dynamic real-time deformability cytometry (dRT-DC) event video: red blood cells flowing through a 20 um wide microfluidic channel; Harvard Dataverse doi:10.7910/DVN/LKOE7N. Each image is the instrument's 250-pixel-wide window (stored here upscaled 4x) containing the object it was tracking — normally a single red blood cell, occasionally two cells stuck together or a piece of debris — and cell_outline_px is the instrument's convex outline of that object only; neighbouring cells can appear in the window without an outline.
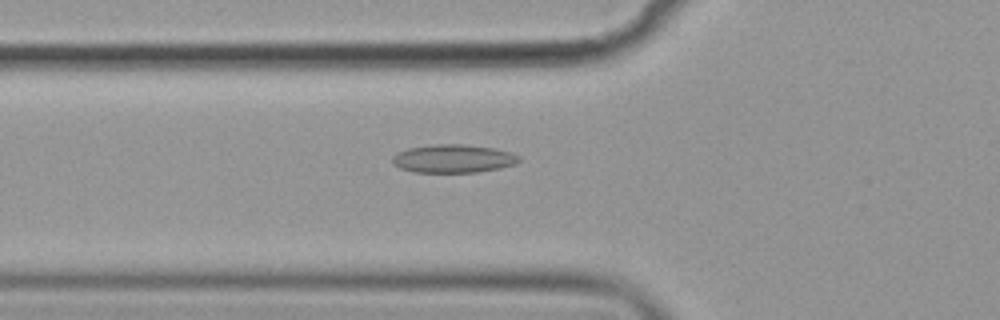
{"species": "common noctule bat (a hibernating species)", "species_latin": "Nyctalus noctula", "temperature_condition": "cold", "stored_images_in_passage": 52, "camera_frame_rate_fps": 3000, "um_per_image_px": 0.085, "animal": {"sex": "female", "body_mass_g": 19.9}, "frame": {"image": 1, "passage_image": 16, "time_ms": 5.0, "image_size_px": [1000, 320], "cell_outline_px": [[520, 160], [516, 164], [500, 168], [476, 172], [412, 172], [400, 168], [392, 164], [392, 156], [396, 152], [408, 148], [432, 144], [464, 144], [492, 148], [512, 152], [520, 156]], "centroid_in_image_um": [38.5, 13.48], "position_along_channel_um": 87.3, "area_um2": 21.04}}
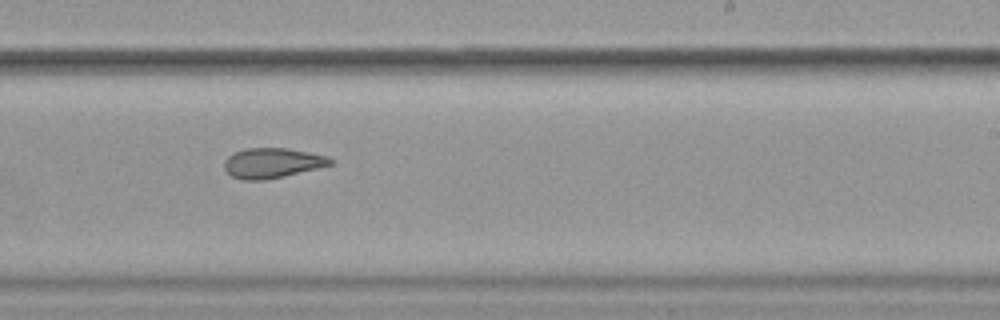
{"frame": {"image": 2, "passage_image": 31, "time_ms": 10.0, "image_size_px": [1000, 320], "cell_outline_px": [[336, 160], [332, 164], [320, 168], [284, 176], [264, 180], [244, 180], [232, 176], [224, 168], [224, 160], [232, 152], [248, 148], [288, 148], [328, 156]], "centroid_in_image_um": [23.17, 13.85], "position_along_channel_um": 265.8, "area_um2": 18.73}}
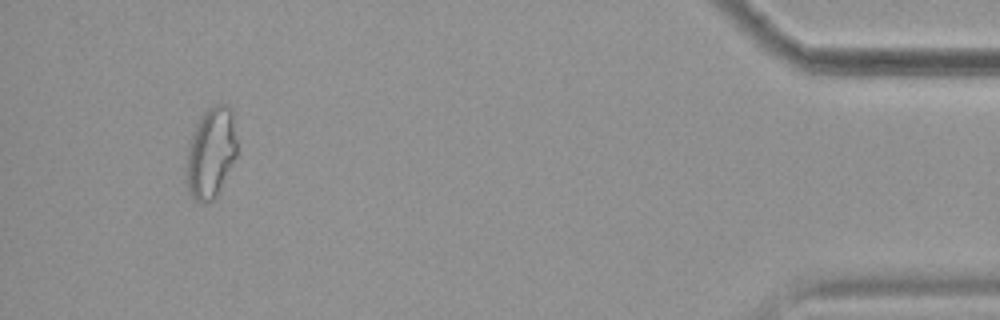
{"frame": {"image": 3, "passage_image": 49, "time_ms": 16.0, "image_size_px": [1000, 320], "cell_outline_px": [[236, 156], [216, 196], [212, 200], [204, 204], [200, 204], [192, 196], [188, 188], [184, 176], [184, 168], [188, 144], [196, 124], [200, 116], [208, 108], [216, 104], [228, 104], [232, 108], [236, 140]], "centroid_in_image_um": [17.89, 12.98], "position_along_channel_um": 417.3, "area_um2": 27.11}, "authors_computed_cell_mechanics": {"area_um2": 20.4612, "velocity_mm_per_s": 3.5694, "shape_relaxation_time_tau1_ms": null, "shape_relaxation_time_tau2_ms": 3.1456, "deformation_change_tau1": null, "deformation_change_tau2": 0.1014}}